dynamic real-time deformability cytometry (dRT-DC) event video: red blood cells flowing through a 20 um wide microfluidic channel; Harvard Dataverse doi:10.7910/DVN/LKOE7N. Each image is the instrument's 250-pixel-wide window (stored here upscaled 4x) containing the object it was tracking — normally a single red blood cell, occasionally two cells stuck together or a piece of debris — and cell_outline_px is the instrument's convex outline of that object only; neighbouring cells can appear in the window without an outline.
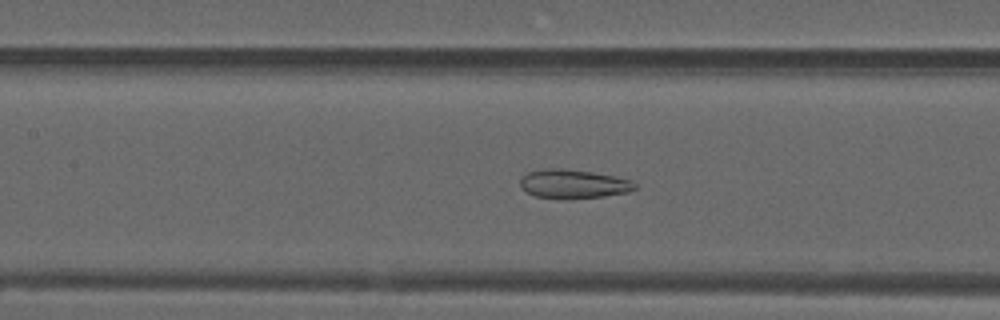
{"species": "common noctule bat (a hibernating species)", "species_latin": "Nyctalus noctula", "temperature_condition": "warm", "stored_images_in_passage": 53, "camera_frame_rate_fps": 3000, "um_per_image_px": 0.085, "animal": {"sex": "male", "forearm_length_mm": 52.5}, "frame": {"image": 1, "passage_image": 24, "time_ms": 7.667, "image_size_px": [1000, 320], "cell_outline_px": [[636, 188], [628, 192], [604, 196], [568, 200], [564, 200], [536, 196], [528, 192], [520, 184], [520, 176], [528, 172], [552, 168], [560, 168], [592, 172], [632, 180], [636, 184]], "centroid_in_image_um": [48.74, 15.65], "position_along_channel_um": 158.7, "area_um2": 19.36}}
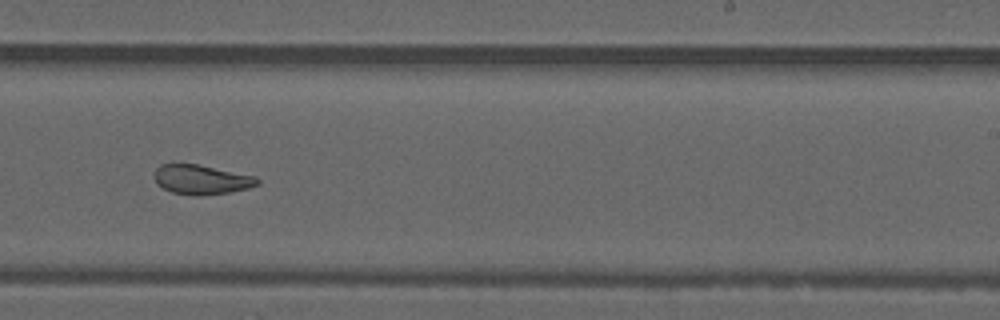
{"frame": {"image": 2, "passage_image": 33, "time_ms": 10.667, "image_size_px": [1000, 320], "cell_outline_px": [[260, 184], [248, 188], [228, 192], [200, 196], [192, 196], [172, 192], [156, 184], [152, 176], [152, 172], [160, 164], [196, 164], [256, 176], [260, 180]], "centroid_in_image_um": [17.08, 15.27], "position_along_channel_um": 271.9, "area_um2": 17.92}}
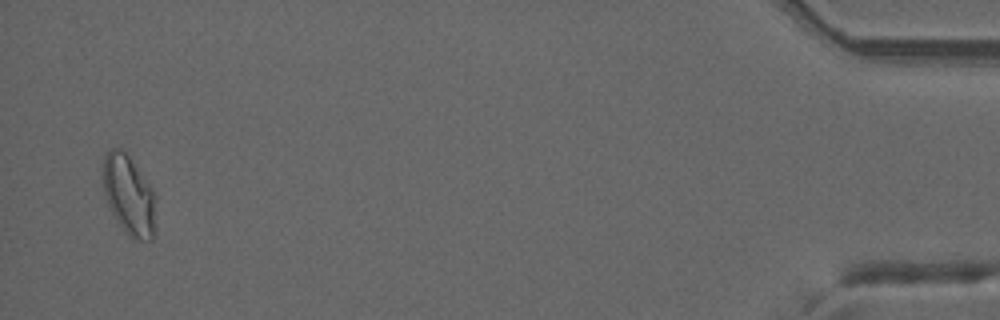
{"frame": {"image": 3, "passage_image": 52, "time_ms": 17.0, "image_size_px": [1000, 320], "cell_outline_px": [[156, 228], [152, 240], [132, 240], [128, 236], [116, 220], [108, 204], [104, 192], [104, 156], [112, 148], [124, 148], [156, 196]], "centroid_in_image_um": [11.0, 16.64], "position_along_channel_um": 424.2, "area_um2": 24.68}, "authors_computed_cell_mechanics": {"area_um2": 21.0392, "velocity_mm_per_s": 3.7911, "shape_relaxation_time_tau1_ms": null, "shape_relaxation_time_tau2_ms": 1.6, "deformation_change_tau1": null, "deformation_change_tau2": 0.0834}}